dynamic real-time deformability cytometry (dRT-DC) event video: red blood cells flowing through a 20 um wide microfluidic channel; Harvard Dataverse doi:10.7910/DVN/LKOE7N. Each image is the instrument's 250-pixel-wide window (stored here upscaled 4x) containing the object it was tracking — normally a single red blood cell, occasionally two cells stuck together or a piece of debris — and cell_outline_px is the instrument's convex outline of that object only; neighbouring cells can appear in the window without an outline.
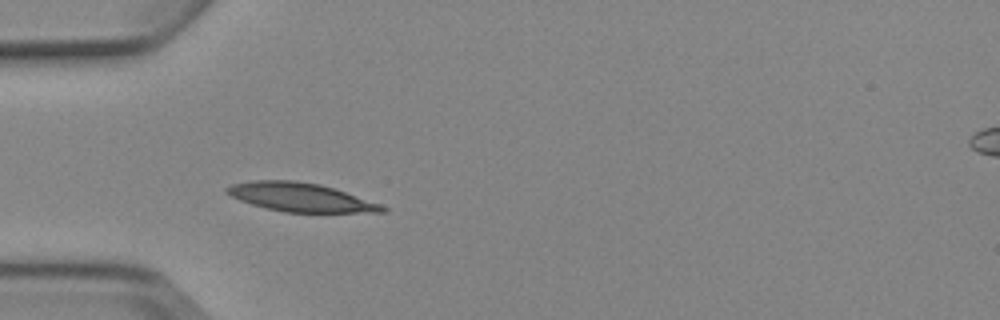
{"species": "Egyptian fruit bat (a non-hibernating species)", "species_latin": "Rousettus aegyptiacus", "temperature_condition": "cold", "stored_images_in_passage": 4, "camera_frame_rate_fps": 3000, "um_per_image_px": 0.085, "animal": {"sex": "female"}, "frame": {"image": 1, "passage_image": 4, "time_ms": 4.333, "image_size_px": [1000, 320], "cell_outline_px": [[388, 212], [284, 212], [252, 204], [240, 200], [224, 192], [224, 188], [232, 184], [252, 180], [292, 180], [320, 184], [380, 204], [388, 208]], "centroid_in_image_um": [25.51, 16.76], "position_along_channel_um": 59.5, "area_um2": 25.66}}